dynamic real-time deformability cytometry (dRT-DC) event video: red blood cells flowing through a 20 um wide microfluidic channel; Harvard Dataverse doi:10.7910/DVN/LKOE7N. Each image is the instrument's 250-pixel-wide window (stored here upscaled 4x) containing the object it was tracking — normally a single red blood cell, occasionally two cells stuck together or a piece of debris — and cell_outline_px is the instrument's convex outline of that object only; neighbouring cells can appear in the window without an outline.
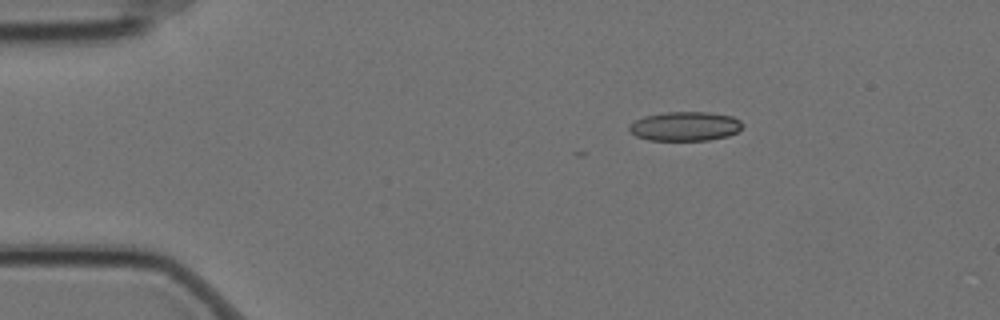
{"species": "Egyptian fruit bat (a non-hibernating species)", "species_latin": "Rousettus aegyptiacus", "temperature_condition": "cold", "stored_images_in_passage": 5, "camera_frame_rate_fps": 3000, "um_per_image_px": 0.085, "animal": {"sex": "female"}, "frame": {"image": 1, "passage_image": 3, "time_ms": 0.667, "image_size_px": [1000, 320], "cell_outline_px": [[740, 128], [736, 132], [728, 136], [708, 140], [648, 140], [636, 136], [628, 128], [628, 124], [644, 116], [664, 112], [708, 112], [732, 116], [740, 120]], "centroid_in_image_um": [58.19, 10.73], "position_along_channel_um": 26.8, "area_um2": 19.19}}